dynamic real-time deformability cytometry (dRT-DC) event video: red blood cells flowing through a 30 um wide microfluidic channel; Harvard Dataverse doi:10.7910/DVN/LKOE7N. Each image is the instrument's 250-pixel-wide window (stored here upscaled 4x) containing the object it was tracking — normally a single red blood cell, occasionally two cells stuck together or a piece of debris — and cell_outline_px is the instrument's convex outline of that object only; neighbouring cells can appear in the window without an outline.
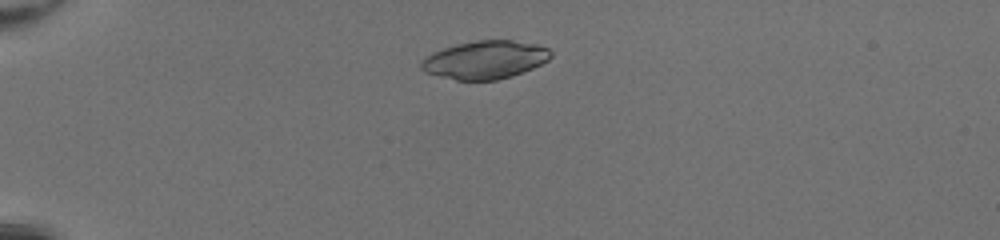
{"species": "common noctule bat (a hibernating species)", "species_latin": "Nyctalus noctula", "temperature_condition": "room temperature", "stored_images_in_passage": 42, "camera_frame_rate_fps": 3000, "um_per_image_px": 0.085, "animal": {"sex": "female", "body_mass_g": 20.0, "forearm_length_mm": 54.0}, "frame": {"image": 1, "passage_image": 6, "time_ms": 1.667, "image_size_px": [1000, 240], "cell_outline_px": [[552, 56], [548, 60], [532, 68], [512, 76], [496, 80], [456, 80], [424, 72], [420, 68], [420, 60], [432, 52], [456, 44], [476, 40], [512, 40], [536, 44], [548, 48], [552, 52]], "centroid_in_image_um": [41.21, 5.08], "position_along_channel_um": 43.8, "area_um2": 28.84}}
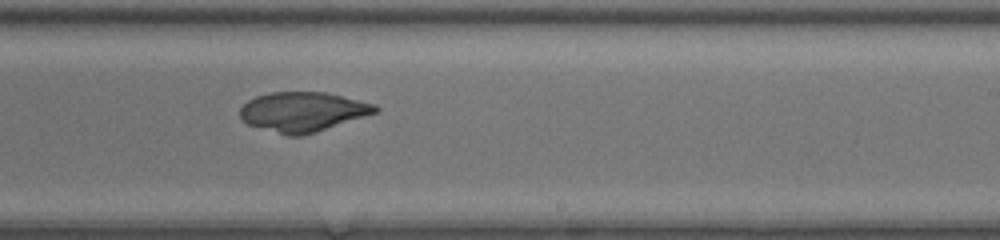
{"frame": {"image": 2, "passage_image": 25, "time_ms": 8.0, "image_size_px": [1000, 240], "cell_outline_px": [[380, 108], [376, 112], [316, 132], [300, 136], [288, 136], [248, 124], [240, 120], [240, 108], [248, 100], [256, 96], [272, 92], [328, 92], [376, 104]], "centroid_in_image_um": [25.72, 9.49], "position_along_channel_um": 263.3, "area_um2": 31.15}}
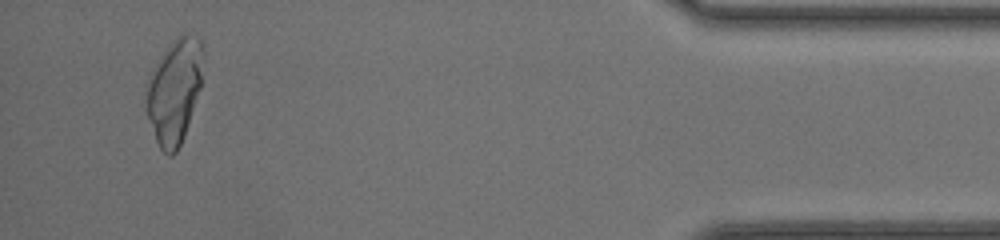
{"frame": {"image": 3, "passage_image": 40, "time_ms": 13.0, "image_size_px": [1000, 240], "cell_outline_px": [[204, 56], [200, 88], [184, 136], [176, 152], [172, 156], [168, 156], [160, 148], [156, 140], [148, 116], [144, 92], [144, 84], [156, 64], [168, 48], [184, 32], [188, 32], [200, 36], [204, 44]], "centroid_in_image_um": [14.84, 7.7], "position_along_channel_um": 420.4, "area_um2": 34.74}}